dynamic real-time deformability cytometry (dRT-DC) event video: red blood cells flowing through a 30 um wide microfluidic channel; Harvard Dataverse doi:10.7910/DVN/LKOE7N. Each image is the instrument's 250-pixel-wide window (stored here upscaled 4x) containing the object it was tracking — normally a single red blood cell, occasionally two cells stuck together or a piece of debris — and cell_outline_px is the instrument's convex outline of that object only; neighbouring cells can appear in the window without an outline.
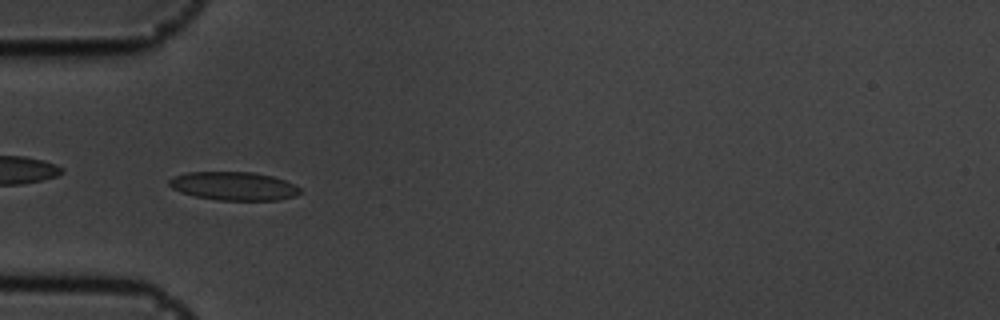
{"species": "common noctule bat (a hibernating species)", "species_latin": "Nyctalus noctula", "temperature_condition": "cold", "stored_images_in_passage": 55, "camera_frame_rate_fps": 3000, "um_per_image_px": 0.085, "animal": {"sex": "male", "body_mass_g": 19.5, "forearm_length_mm": 54.6}, "frame": {"image": 1, "passage_image": 17, "time_ms": 5.333, "image_size_px": [1000, 320], "cell_outline_px": [[300, 192], [296, 196], [280, 200], [216, 200], [196, 196], [180, 192], [172, 188], [168, 184], [168, 180], [172, 176], [188, 172], [252, 172], [272, 176], [284, 180], [300, 188]], "centroid_in_image_um": [19.84, 15.81], "position_along_channel_um": 65.2, "area_um2": 21.73}}
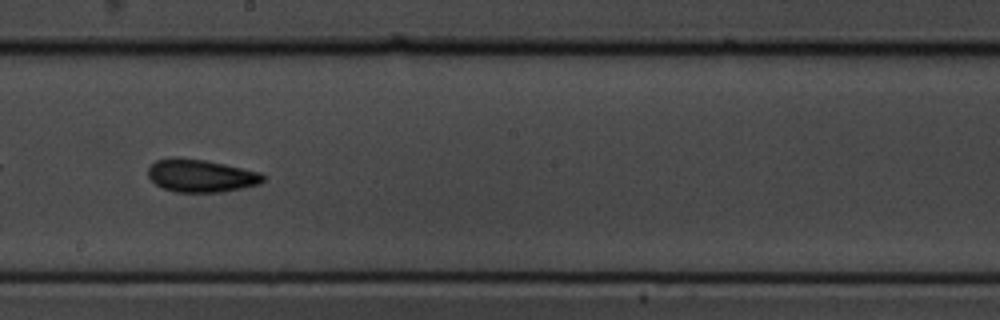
{"frame": {"image": 2, "passage_image": 31, "time_ms": 10.0, "image_size_px": [1000, 320], "cell_outline_px": [[268, 176], [260, 184], [220, 192], [176, 192], [164, 188], [156, 184], [148, 176], [148, 168], [156, 160], [204, 160], [224, 164], [260, 172]], "centroid_in_image_um": [17.15, 14.97], "position_along_channel_um": 231.1, "area_um2": 21.27}}
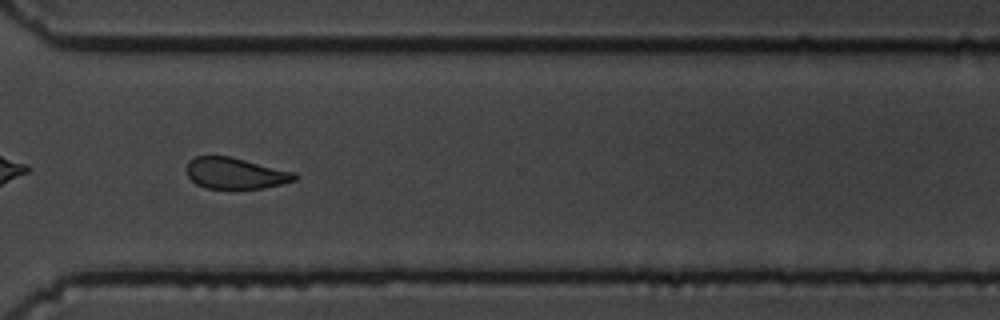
{"frame": {"image": 3, "passage_image": 41, "time_ms": 13.333, "image_size_px": [1000, 320], "cell_outline_px": [[300, 176], [296, 180], [264, 188], [204, 188], [196, 184], [188, 176], [184, 168], [188, 160], [196, 156], [228, 156], [296, 172]], "centroid_in_image_um": [19.99, 14.72], "position_along_channel_um": 350.6, "area_um2": 19.77}, "authors_computed_cell_mechanics": {"area_um2": 21.1548, "velocity_mm_per_s": 3.5891, "shape_relaxation_time_tau1_ms": 2.9084, "shape_relaxation_time_tau2_ms": 2.3851, "deformation_change_tau1": 0.1139, "deformation_change_tau2": 0.0892}}